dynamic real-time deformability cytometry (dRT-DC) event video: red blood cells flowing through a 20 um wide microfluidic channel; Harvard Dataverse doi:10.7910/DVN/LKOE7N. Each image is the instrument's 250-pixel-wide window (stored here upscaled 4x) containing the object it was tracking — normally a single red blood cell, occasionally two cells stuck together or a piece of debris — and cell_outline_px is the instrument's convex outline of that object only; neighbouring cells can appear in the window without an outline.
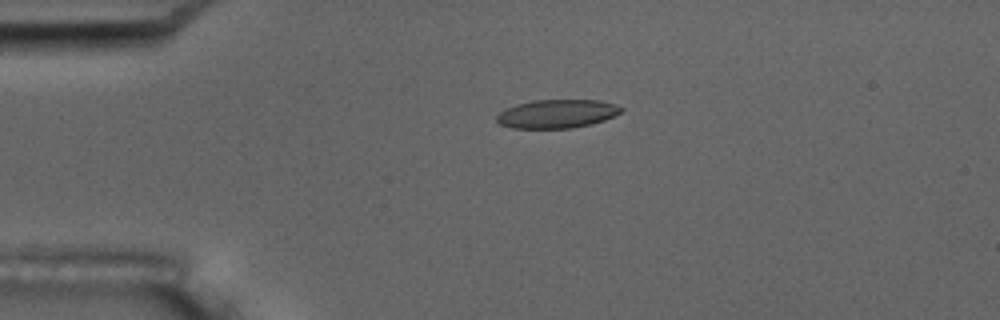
{"species": "common noctule bat (a hibernating species)", "species_latin": "Nyctalus noctula", "temperature_condition": "room temperature", "stored_images_in_passage": 5, "camera_frame_rate_fps": 3000, "um_per_image_px": 0.085, "animal": {"sex": "male", "body_mass_g": 17.5, "forearm_length_mm": 52.3}, "frame": {"image": 1, "passage_image": 4, "time_ms": 4.0, "image_size_px": [1000, 320], "cell_outline_px": [[624, 108], [620, 112], [604, 120], [592, 124], [572, 128], [512, 128], [500, 124], [496, 120], [496, 116], [504, 108], [516, 104], [532, 100], [600, 100]], "centroid_in_image_um": [47.3, 9.67], "position_along_channel_um": 37.7, "area_um2": 20.69}}